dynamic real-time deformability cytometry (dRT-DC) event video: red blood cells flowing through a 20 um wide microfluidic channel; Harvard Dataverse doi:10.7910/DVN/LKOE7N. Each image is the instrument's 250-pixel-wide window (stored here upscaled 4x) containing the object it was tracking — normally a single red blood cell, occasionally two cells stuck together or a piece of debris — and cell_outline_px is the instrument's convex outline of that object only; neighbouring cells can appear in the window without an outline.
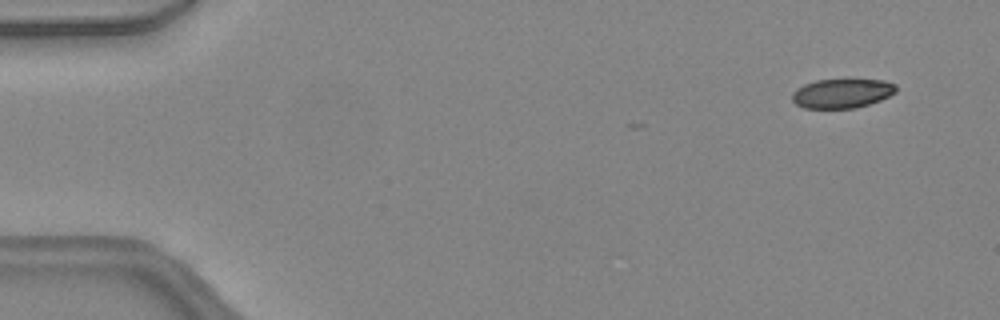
{"species": "common noctule bat (a hibernating species)", "species_latin": "Nyctalus noctula", "temperature_condition": "warm", "stored_images_in_passage": 7, "camera_frame_rate_fps": 3000, "um_per_image_px": 0.085, "animal": {"sex": "female", "body_mass_g": 24.6, "forearm_length_mm": 56.2}, "frame": {"image": 1, "passage_image": 4, "time_ms": 1.0, "image_size_px": [1000, 320], "cell_outline_px": [[896, 92], [880, 100], [856, 108], [804, 108], [796, 104], [792, 100], [792, 92], [796, 88], [804, 84], [816, 80], [884, 80], [896, 84]], "centroid_in_image_um": [71.55, 7.94], "position_along_channel_um": 13.5, "area_um2": 17.69}}